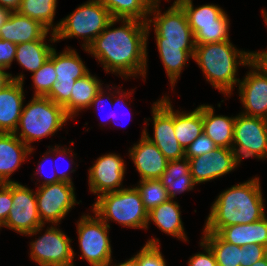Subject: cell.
<instances>
[{"label":"cell","mask_w":267,"mask_h":266,"mask_svg":"<svg viewBox=\"0 0 267 266\" xmlns=\"http://www.w3.org/2000/svg\"><path fill=\"white\" fill-rule=\"evenodd\" d=\"M160 246L158 238L154 237L146 241L141 250L133 255L138 260L139 266H167Z\"/></svg>","instance_id":"35"},{"label":"cell","mask_w":267,"mask_h":266,"mask_svg":"<svg viewBox=\"0 0 267 266\" xmlns=\"http://www.w3.org/2000/svg\"><path fill=\"white\" fill-rule=\"evenodd\" d=\"M11 11L7 8L0 6V28L3 26L5 21L8 19Z\"/></svg>","instance_id":"49"},{"label":"cell","mask_w":267,"mask_h":266,"mask_svg":"<svg viewBox=\"0 0 267 266\" xmlns=\"http://www.w3.org/2000/svg\"><path fill=\"white\" fill-rule=\"evenodd\" d=\"M266 255V247L254 243H252L251 245H246L245 247H242L240 266H251L253 263L264 258Z\"/></svg>","instance_id":"38"},{"label":"cell","mask_w":267,"mask_h":266,"mask_svg":"<svg viewBox=\"0 0 267 266\" xmlns=\"http://www.w3.org/2000/svg\"><path fill=\"white\" fill-rule=\"evenodd\" d=\"M51 147L52 146H50V158H52L51 156L54 155L53 160H52L53 163H54V160H56L55 157H59V155H60V157H66L70 160V161H68V162H70V166L68 168H66V170L62 171V169H61V172L59 171L60 167H58L56 164L57 161H55L54 170H56L55 173L57 174V178L60 181L74 184L70 175H71V173H74L76 171L75 168H72L73 166H71L72 164L75 163L72 158H74V155H76V154L74 152H72V148L69 149V147L67 148L66 146L62 147L61 145H55L54 147H52V148Z\"/></svg>","instance_id":"36"},{"label":"cell","mask_w":267,"mask_h":266,"mask_svg":"<svg viewBox=\"0 0 267 266\" xmlns=\"http://www.w3.org/2000/svg\"><path fill=\"white\" fill-rule=\"evenodd\" d=\"M31 78L35 90L33 96L46 97L57 78L54 63L48 59L36 72L32 73Z\"/></svg>","instance_id":"34"},{"label":"cell","mask_w":267,"mask_h":266,"mask_svg":"<svg viewBox=\"0 0 267 266\" xmlns=\"http://www.w3.org/2000/svg\"><path fill=\"white\" fill-rule=\"evenodd\" d=\"M12 204V182L0 184V227L6 222Z\"/></svg>","instance_id":"39"},{"label":"cell","mask_w":267,"mask_h":266,"mask_svg":"<svg viewBox=\"0 0 267 266\" xmlns=\"http://www.w3.org/2000/svg\"><path fill=\"white\" fill-rule=\"evenodd\" d=\"M200 247L203 252H198L190 256L188 266H217L215 256L211 248L201 239Z\"/></svg>","instance_id":"40"},{"label":"cell","mask_w":267,"mask_h":266,"mask_svg":"<svg viewBox=\"0 0 267 266\" xmlns=\"http://www.w3.org/2000/svg\"><path fill=\"white\" fill-rule=\"evenodd\" d=\"M49 30L40 22L25 17L17 11L11 12L8 19L0 28V39L14 44L46 39Z\"/></svg>","instance_id":"21"},{"label":"cell","mask_w":267,"mask_h":266,"mask_svg":"<svg viewBox=\"0 0 267 266\" xmlns=\"http://www.w3.org/2000/svg\"><path fill=\"white\" fill-rule=\"evenodd\" d=\"M150 222H153L159 230L167 235H171L178 240L189 241L184 231L183 221L181 218L180 205L174 199L152 208L148 212V222L146 229L148 230Z\"/></svg>","instance_id":"23"},{"label":"cell","mask_w":267,"mask_h":266,"mask_svg":"<svg viewBox=\"0 0 267 266\" xmlns=\"http://www.w3.org/2000/svg\"><path fill=\"white\" fill-rule=\"evenodd\" d=\"M201 239L211 248L217 266H240L242 247L224 241L213 232H203Z\"/></svg>","instance_id":"32"},{"label":"cell","mask_w":267,"mask_h":266,"mask_svg":"<svg viewBox=\"0 0 267 266\" xmlns=\"http://www.w3.org/2000/svg\"><path fill=\"white\" fill-rule=\"evenodd\" d=\"M262 16L264 18V22L267 26V10L262 9ZM254 52V59L267 64V50L263 51H253Z\"/></svg>","instance_id":"46"},{"label":"cell","mask_w":267,"mask_h":266,"mask_svg":"<svg viewBox=\"0 0 267 266\" xmlns=\"http://www.w3.org/2000/svg\"><path fill=\"white\" fill-rule=\"evenodd\" d=\"M71 119L64 107L54 103L50 98L33 96L23 105L22 114L14 134L30 149L33 142L55 133Z\"/></svg>","instance_id":"5"},{"label":"cell","mask_w":267,"mask_h":266,"mask_svg":"<svg viewBox=\"0 0 267 266\" xmlns=\"http://www.w3.org/2000/svg\"><path fill=\"white\" fill-rule=\"evenodd\" d=\"M111 260L106 266H139L138 260L133 256L128 260H125V262H121L119 264H113Z\"/></svg>","instance_id":"48"},{"label":"cell","mask_w":267,"mask_h":266,"mask_svg":"<svg viewBox=\"0 0 267 266\" xmlns=\"http://www.w3.org/2000/svg\"><path fill=\"white\" fill-rule=\"evenodd\" d=\"M135 187L139 191L143 206L148 212L170 199L166 188L159 179L139 180Z\"/></svg>","instance_id":"33"},{"label":"cell","mask_w":267,"mask_h":266,"mask_svg":"<svg viewBox=\"0 0 267 266\" xmlns=\"http://www.w3.org/2000/svg\"><path fill=\"white\" fill-rule=\"evenodd\" d=\"M49 59L54 63L57 78L46 97L64 107L70 101L76 79L82 78L90 71L77 51L69 46L59 54L54 48Z\"/></svg>","instance_id":"11"},{"label":"cell","mask_w":267,"mask_h":266,"mask_svg":"<svg viewBox=\"0 0 267 266\" xmlns=\"http://www.w3.org/2000/svg\"><path fill=\"white\" fill-rule=\"evenodd\" d=\"M57 3V0H22L17 12L40 22L50 32L55 33L57 25L53 24V21Z\"/></svg>","instance_id":"31"},{"label":"cell","mask_w":267,"mask_h":266,"mask_svg":"<svg viewBox=\"0 0 267 266\" xmlns=\"http://www.w3.org/2000/svg\"><path fill=\"white\" fill-rule=\"evenodd\" d=\"M112 20L110 12L98 0H88L56 24L57 31L51 32L48 41L56 43L63 39L81 38L83 49H87Z\"/></svg>","instance_id":"7"},{"label":"cell","mask_w":267,"mask_h":266,"mask_svg":"<svg viewBox=\"0 0 267 266\" xmlns=\"http://www.w3.org/2000/svg\"><path fill=\"white\" fill-rule=\"evenodd\" d=\"M160 1L155 0L149 11L147 36L153 26L159 57L173 91L183 68L188 65L189 58L193 59L196 44L183 8L174 0L162 13Z\"/></svg>","instance_id":"2"},{"label":"cell","mask_w":267,"mask_h":266,"mask_svg":"<svg viewBox=\"0 0 267 266\" xmlns=\"http://www.w3.org/2000/svg\"><path fill=\"white\" fill-rule=\"evenodd\" d=\"M260 178L253 177L222 191L211 205L203 232L217 233L221 228L250 224L265 214Z\"/></svg>","instance_id":"3"},{"label":"cell","mask_w":267,"mask_h":266,"mask_svg":"<svg viewBox=\"0 0 267 266\" xmlns=\"http://www.w3.org/2000/svg\"><path fill=\"white\" fill-rule=\"evenodd\" d=\"M74 190V184L63 181L37 187V208L43 225H59L69 211L81 202L76 201Z\"/></svg>","instance_id":"15"},{"label":"cell","mask_w":267,"mask_h":266,"mask_svg":"<svg viewBox=\"0 0 267 266\" xmlns=\"http://www.w3.org/2000/svg\"><path fill=\"white\" fill-rule=\"evenodd\" d=\"M113 19H137L147 22L155 0H98Z\"/></svg>","instance_id":"30"},{"label":"cell","mask_w":267,"mask_h":266,"mask_svg":"<svg viewBox=\"0 0 267 266\" xmlns=\"http://www.w3.org/2000/svg\"><path fill=\"white\" fill-rule=\"evenodd\" d=\"M128 152L140 175V180L160 179L165 172L168 160L157 146L144 135V129L139 142L133 144Z\"/></svg>","instance_id":"19"},{"label":"cell","mask_w":267,"mask_h":266,"mask_svg":"<svg viewBox=\"0 0 267 266\" xmlns=\"http://www.w3.org/2000/svg\"><path fill=\"white\" fill-rule=\"evenodd\" d=\"M94 216V217H93ZM84 214L77 221L80 259L91 266H106L112 259L111 241L108 227L95 213Z\"/></svg>","instance_id":"9"},{"label":"cell","mask_w":267,"mask_h":266,"mask_svg":"<svg viewBox=\"0 0 267 266\" xmlns=\"http://www.w3.org/2000/svg\"><path fill=\"white\" fill-rule=\"evenodd\" d=\"M133 89H131L130 92H123V90H121V87H119L117 90H114V97H113V105H116V107H120L123 108L124 106L127 107V103L125 102L127 99H129V97L133 94L132 91ZM118 94V96H117ZM126 98V100L124 99ZM123 99V100H122ZM121 100V101H120ZM124 101V102H123ZM115 106H113L114 108ZM115 107V108H116ZM115 110V109H114ZM113 110V112H114ZM117 111V109H116ZM115 111V112H116ZM121 111V110H120ZM117 118L116 113H112V123L116 122L115 119Z\"/></svg>","instance_id":"44"},{"label":"cell","mask_w":267,"mask_h":266,"mask_svg":"<svg viewBox=\"0 0 267 266\" xmlns=\"http://www.w3.org/2000/svg\"><path fill=\"white\" fill-rule=\"evenodd\" d=\"M166 188L170 199L176 195L191 191L197 184L190 172L189 159L186 157L174 161H168L165 172L159 179Z\"/></svg>","instance_id":"26"},{"label":"cell","mask_w":267,"mask_h":266,"mask_svg":"<svg viewBox=\"0 0 267 266\" xmlns=\"http://www.w3.org/2000/svg\"><path fill=\"white\" fill-rule=\"evenodd\" d=\"M106 89L102 87V89L99 91V93L95 96L94 100L92 101L90 107H96L98 108L99 105H102L101 103H104L107 105L106 102H109L110 105L113 106V97H114V91L112 93V89L109 88V85L105 86ZM109 89V90H108ZM108 90V92L106 91ZM108 93V94H107ZM107 107V106H106ZM101 108V107H100ZM98 110V109H96ZM111 110V108H110ZM99 111V110H98ZM113 113V112H112ZM112 113L110 112L109 115L107 114V118H110V122L112 120ZM108 120V119H107ZM106 122V121H104Z\"/></svg>","instance_id":"42"},{"label":"cell","mask_w":267,"mask_h":266,"mask_svg":"<svg viewBox=\"0 0 267 266\" xmlns=\"http://www.w3.org/2000/svg\"><path fill=\"white\" fill-rule=\"evenodd\" d=\"M118 22L121 25L115 28ZM147 39V22L113 19L84 50L96 58L106 73L118 74L124 80L131 76H141L144 80L148 67Z\"/></svg>","instance_id":"1"},{"label":"cell","mask_w":267,"mask_h":266,"mask_svg":"<svg viewBox=\"0 0 267 266\" xmlns=\"http://www.w3.org/2000/svg\"><path fill=\"white\" fill-rule=\"evenodd\" d=\"M175 1L186 14L196 45L230 40L229 16L220 6L205 4L194 7L193 0Z\"/></svg>","instance_id":"8"},{"label":"cell","mask_w":267,"mask_h":266,"mask_svg":"<svg viewBox=\"0 0 267 266\" xmlns=\"http://www.w3.org/2000/svg\"><path fill=\"white\" fill-rule=\"evenodd\" d=\"M253 58V51L239 50L230 40L196 45L193 55L206 81L225 97L232 95L240 81L238 66H247Z\"/></svg>","instance_id":"4"},{"label":"cell","mask_w":267,"mask_h":266,"mask_svg":"<svg viewBox=\"0 0 267 266\" xmlns=\"http://www.w3.org/2000/svg\"><path fill=\"white\" fill-rule=\"evenodd\" d=\"M175 136L185 150L203 132L202 104L193 111L174 110Z\"/></svg>","instance_id":"28"},{"label":"cell","mask_w":267,"mask_h":266,"mask_svg":"<svg viewBox=\"0 0 267 266\" xmlns=\"http://www.w3.org/2000/svg\"><path fill=\"white\" fill-rule=\"evenodd\" d=\"M251 266H267V255L264 258L253 263Z\"/></svg>","instance_id":"50"},{"label":"cell","mask_w":267,"mask_h":266,"mask_svg":"<svg viewBox=\"0 0 267 266\" xmlns=\"http://www.w3.org/2000/svg\"><path fill=\"white\" fill-rule=\"evenodd\" d=\"M47 228L43 235L30 242L31 260L39 266H75L72 239L57 225Z\"/></svg>","instance_id":"14"},{"label":"cell","mask_w":267,"mask_h":266,"mask_svg":"<svg viewBox=\"0 0 267 266\" xmlns=\"http://www.w3.org/2000/svg\"><path fill=\"white\" fill-rule=\"evenodd\" d=\"M190 172L194 182H208L225 176L240 165L235 152L225 147H217L212 153L189 158Z\"/></svg>","instance_id":"18"},{"label":"cell","mask_w":267,"mask_h":266,"mask_svg":"<svg viewBox=\"0 0 267 266\" xmlns=\"http://www.w3.org/2000/svg\"><path fill=\"white\" fill-rule=\"evenodd\" d=\"M246 67L251 70L237 85L244 107L241 113L267 120V64L253 58Z\"/></svg>","instance_id":"16"},{"label":"cell","mask_w":267,"mask_h":266,"mask_svg":"<svg viewBox=\"0 0 267 266\" xmlns=\"http://www.w3.org/2000/svg\"><path fill=\"white\" fill-rule=\"evenodd\" d=\"M12 201L8 218L0 229L9 228L25 236L41 234L45 225L41 223L33 189L19 182H12Z\"/></svg>","instance_id":"10"},{"label":"cell","mask_w":267,"mask_h":266,"mask_svg":"<svg viewBox=\"0 0 267 266\" xmlns=\"http://www.w3.org/2000/svg\"><path fill=\"white\" fill-rule=\"evenodd\" d=\"M212 105L202 104L204 132L217 147L232 149L236 116L216 115Z\"/></svg>","instance_id":"24"},{"label":"cell","mask_w":267,"mask_h":266,"mask_svg":"<svg viewBox=\"0 0 267 266\" xmlns=\"http://www.w3.org/2000/svg\"><path fill=\"white\" fill-rule=\"evenodd\" d=\"M47 39H39L31 42L17 44L15 59L25 70L34 73L48 59L54 49L53 44L49 45Z\"/></svg>","instance_id":"29"},{"label":"cell","mask_w":267,"mask_h":266,"mask_svg":"<svg viewBox=\"0 0 267 266\" xmlns=\"http://www.w3.org/2000/svg\"><path fill=\"white\" fill-rule=\"evenodd\" d=\"M94 162L88 169L90 192L97 194L98 198L102 194L124 188L122 184L126 172V163L120 155L108 153L99 156Z\"/></svg>","instance_id":"17"},{"label":"cell","mask_w":267,"mask_h":266,"mask_svg":"<svg viewBox=\"0 0 267 266\" xmlns=\"http://www.w3.org/2000/svg\"><path fill=\"white\" fill-rule=\"evenodd\" d=\"M35 147L30 149L14 133L0 132V184L18 182L10 179Z\"/></svg>","instance_id":"20"},{"label":"cell","mask_w":267,"mask_h":266,"mask_svg":"<svg viewBox=\"0 0 267 266\" xmlns=\"http://www.w3.org/2000/svg\"><path fill=\"white\" fill-rule=\"evenodd\" d=\"M101 81L90 72L82 78L76 79L70 101L64 106L66 114L71 119H74V116H78L79 111L90 108L95 96L103 87Z\"/></svg>","instance_id":"27"},{"label":"cell","mask_w":267,"mask_h":266,"mask_svg":"<svg viewBox=\"0 0 267 266\" xmlns=\"http://www.w3.org/2000/svg\"><path fill=\"white\" fill-rule=\"evenodd\" d=\"M17 44L0 39V68L9 69L15 59Z\"/></svg>","instance_id":"41"},{"label":"cell","mask_w":267,"mask_h":266,"mask_svg":"<svg viewBox=\"0 0 267 266\" xmlns=\"http://www.w3.org/2000/svg\"><path fill=\"white\" fill-rule=\"evenodd\" d=\"M169 96L165 95L152 105L153 137L149 136L146 126L144 135L153 142L168 161L185 157V150L179 144L174 129V107Z\"/></svg>","instance_id":"12"},{"label":"cell","mask_w":267,"mask_h":266,"mask_svg":"<svg viewBox=\"0 0 267 266\" xmlns=\"http://www.w3.org/2000/svg\"><path fill=\"white\" fill-rule=\"evenodd\" d=\"M49 155H50V146H48V151L45 152V155H42V162H38L39 164H37V168H36V172L34 173V175H39L44 179L42 180V183L39 184V186L42 185H48V184H52V183H56L59 182L60 180L57 178V174L54 172H52L53 174L50 176H45L42 172V168L44 167L43 162H46L49 159ZM45 164V163H44ZM53 165V164H52ZM43 174V175H42Z\"/></svg>","instance_id":"43"},{"label":"cell","mask_w":267,"mask_h":266,"mask_svg":"<svg viewBox=\"0 0 267 266\" xmlns=\"http://www.w3.org/2000/svg\"><path fill=\"white\" fill-rule=\"evenodd\" d=\"M216 148L217 145L205 133H202L185 149V157L189 159L204 156L212 153Z\"/></svg>","instance_id":"37"},{"label":"cell","mask_w":267,"mask_h":266,"mask_svg":"<svg viewBox=\"0 0 267 266\" xmlns=\"http://www.w3.org/2000/svg\"><path fill=\"white\" fill-rule=\"evenodd\" d=\"M24 78L23 73L13 76L11 73L6 72L5 69L0 68V90L7 86L12 80L24 82Z\"/></svg>","instance_id":"45"},{"label":"cell","mask_w":267,"mask_h":266,"mask_svg":"<svg viewBox=\"0 0 267 266\" xmlns=\"http://www.w3.org/2000/svg\"><path fill=\"white\" fill-rule=\"evenodd\" d=\"M95 213L108 227L117 222L123 227L146 230L148 211L136 187H127L99 196L92 204Z\"/></svg>","instance_id":"6"},{"label":"cell","mask_w":267,"mask_h":266,"mask_svg":"<svg viewBox=\"0 0 267 266\" xmlns=\"http://www.w3.org/2000/svg\"><path fill=\"white\" fill-rule=\"evenodd\" d=\"M24 82L11 81L0 90V132L14 133L25 102Z\"/></svg>","instance_id":"22"},{"label":"cell","mask_w":267,"mask_h":266,"mask_svg":"<svg viewBox=\"0 0 267 266\" xmlns=\"http://www.w3.org/2000/svg\"><path fill=\"white\" fill-rule=\"evenodd\" d=\"M232 150L241 163L243 158H267V120L242 113L236 115Z\"/></svg>","instance_id":"13"},{"label":"cell","mask_w":267,"mask_h":266,"mask_svg":"<svg viewBox=\"0 0 267 266\" xmlns=\"http://www.w3.org/2000/svg\"><path fill=\"white\" fill-rule=\"evenodd\" d=\"M22 0H0V6L15 12L19 9Z\"/></svg>","instance_id":"47"},{"label":"cell","mask_w":267,"mask_h":266,"mask_svg":"<svg viewBox=\"0 0 267 266\" xmlns=\"http://www.w3.org/2000/svg\"><path fill=\"white\" fill-rule=\"evenodd\" d=\"M217 234L224 241L240 247L254 243L267 248V216L250 224L223 227Z\"/></svg>","instance_id":"25"}]
</instances>
